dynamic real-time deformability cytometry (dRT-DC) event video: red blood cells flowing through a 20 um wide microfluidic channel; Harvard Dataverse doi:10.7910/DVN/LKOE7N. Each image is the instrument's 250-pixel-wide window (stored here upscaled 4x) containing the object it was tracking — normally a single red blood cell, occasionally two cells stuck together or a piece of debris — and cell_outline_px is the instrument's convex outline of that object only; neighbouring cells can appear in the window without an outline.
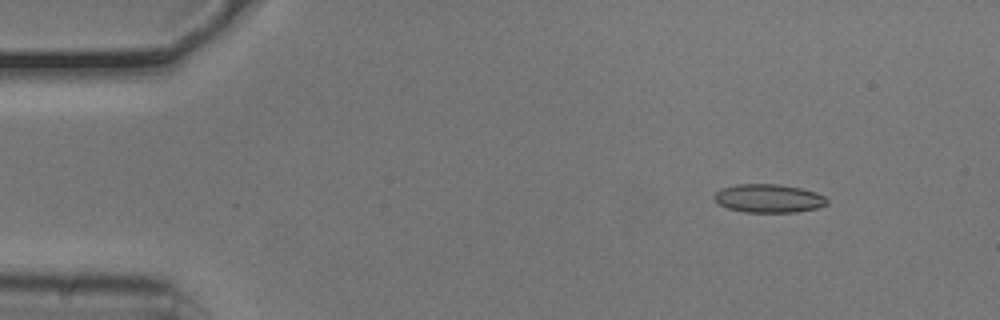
{"species": "common noctule bat (a hibernating species)", "species_latin": "Nyctalus noctula", "temperature_condition": "cold", "stored_images_in_passage": 11, "camera_frame_rate_fps": 3000, "um_per_image_px": 0.085, "animal": {"sex": "male", "body_mass_g": 20.5, "forearm_length_mm": 52.5}, "frame": {"image": 1, "passage_image": 4, "time_ms": 1.0, "image_size_px": [1000, 320], "cell_outline_px": [[828, 204], [816, 208], [796, 212], [744, 212], [728, 208], [720, 204], [712, 196], [720, 188], [736, 184], [780, 184], [800, 188], [816, 192], [824, 196], [828, 200]], "centroid_in_image_um": [65.33, 16.85], "position_along_channel_um": 19.7, "area_um2": 18.73}}